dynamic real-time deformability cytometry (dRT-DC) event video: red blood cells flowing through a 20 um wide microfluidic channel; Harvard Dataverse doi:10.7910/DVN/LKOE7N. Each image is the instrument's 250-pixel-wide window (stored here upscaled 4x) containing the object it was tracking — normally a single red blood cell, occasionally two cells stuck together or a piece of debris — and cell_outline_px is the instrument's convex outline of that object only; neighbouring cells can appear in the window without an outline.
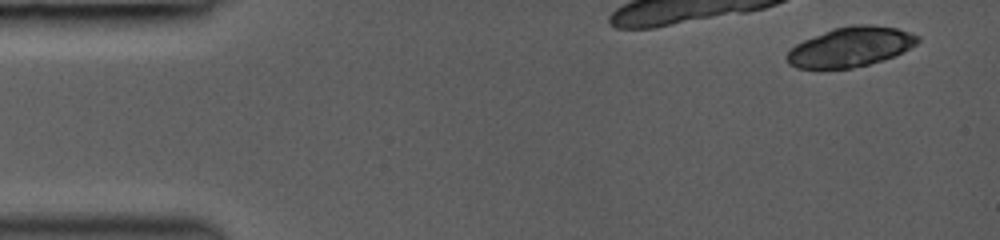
{"species": "common noctule bat (a hibernating species)", "species_latin": "Nyctalus noctula", "temperature_condition": "room temperature", "stored_images_in_passage": 7, "camera_frame_rate_fps": 3000, "um_per_image_px": 0.085, "animal": {"sex": "female", "body_mass_g": 19.0, "forearm_length_mm": 53.3}, "frame": {"image": 1, "passage_image": 1, "time_ms": 0.0, "image_size_px": [1000, 240], "cell_outline_px": [[920, 40], [916, 44], [884, 60], [852, 68], [796, 68], [788, 64], [788, 52], [796, 44], [804, 40], [832, 28], [852, 24], [868, 24], [896, 28], [920, 36]], "centroid_in_image_um": [72.29, 3.97], "position_along_channel_um": 12.7, "area_um2": 29.94}}